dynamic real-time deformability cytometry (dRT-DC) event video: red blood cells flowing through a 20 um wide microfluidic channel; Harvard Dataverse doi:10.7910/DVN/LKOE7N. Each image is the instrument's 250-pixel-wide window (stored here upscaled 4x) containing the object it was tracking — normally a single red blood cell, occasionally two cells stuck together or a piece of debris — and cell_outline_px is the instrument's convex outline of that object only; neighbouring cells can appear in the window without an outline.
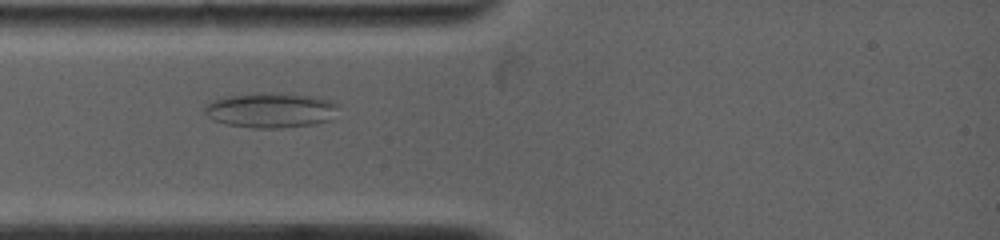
{"species": "common noctule bat (a hibernating species)", "species_latin": "Nyctalus noctula", "temperature_condition": "warm", "stored_images_in_passage": 28, "camera_frame_rate_fps": 5000, "um_per_image_px": 0.085, "animal": {"sex": "female", "body_mass_g": 19.0, "forearm_length_mm": 53.3}, "frame": {"image": 1, "passage_image": 4, "time_ms": 2.4, "image_size_px": [1000, 240], "cell_outline_px": [[340, 104], [332, 120], [312, 124], [280, 128], [252, 128], [224, 124], [212, 120], [204, 112], [204, 104], [212, 100], [228, 96], [256, 92], [280, 92], [312, 96], [332, 100]], "centroid_in_image_um": [23.01, 9.35], "position_along_channel_um": 62.0, "area_um2": 27.92}}
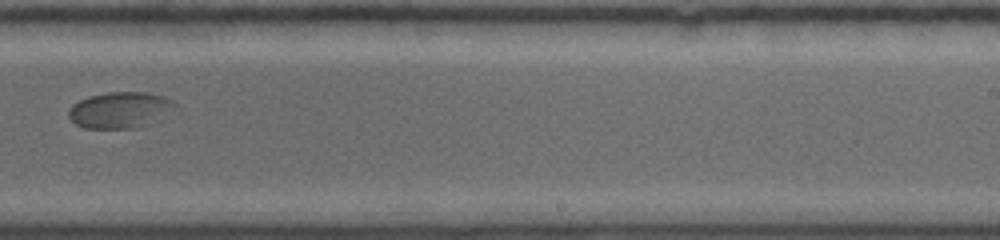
{"frame": {"image": 2, "passage_image": 15, "time_ms": 8.0, "image_size_px": [1000, 240], "cell_outline_px": [[184, 112], [136, 128], [84, 128], [76, 124], [68, 116], [68, 112], [72, 104], [88, 96], [108, 92], [144, 92], [164, 96], [172, 100], [184, 108]], "centroid_in_image_um": [10.4, 9.35], "position_along_channel_um": 278.6, "area_um2": 23.47}}
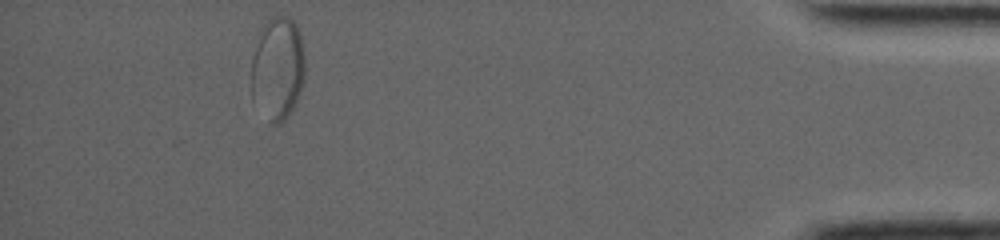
{"frame": {"image": 3, "passage_image": 28, "time_ms": 13.4, "image_size_px": [1000, 240], "cell_outline_px": [[304, 76], [296, 100], [288, 116], [280, 124], [268, 124], [252, 100], [252, 60], [260, 28], [272, 16], [288, 16], [296, 24], [300, 36], [304, 56]], "centroid_in_image_um": [23.57, 5.85], "position_along_channel_um": 411.6, "area_um2": 32.31}, "authors_computed_cell_mechanics": {"area_um2": 24.4494, "velocity_mm_per_s": 3.8659, "shape_relaxation_time_tau1_ms": 11.1339, "shape_relaxation_time_tau2_ms": null, "deformation_change_tau1": 0.182, "deformation_change_tau2": null}}